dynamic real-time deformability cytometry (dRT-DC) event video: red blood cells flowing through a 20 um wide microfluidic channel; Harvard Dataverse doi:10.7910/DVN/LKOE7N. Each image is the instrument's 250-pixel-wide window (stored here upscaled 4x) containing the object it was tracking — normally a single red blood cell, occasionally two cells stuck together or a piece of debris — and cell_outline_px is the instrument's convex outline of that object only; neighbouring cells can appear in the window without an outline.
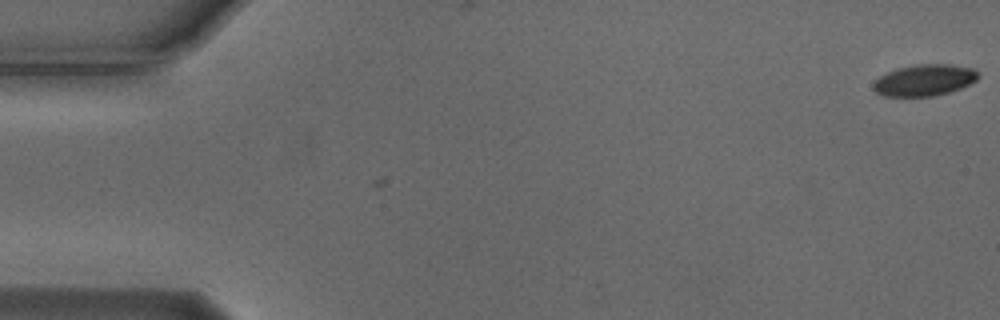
{"species": "Egyptian fruit bat (a non-hibernating species)", "species_latin": "Rousettus aegyptiacus", "temperature_condition": "cold", "stored_images_in_passage": 15, "camera_frame_rate_fps": 3000, "um_per_image_px": 0.085, "animal": {"sex": "male"}, "frame": {"image": 1, "passage_image": 1, "time_ms": 0.0, "image_size_px": [1000, 320], "cell_outline_px": [[980, 76], [976, 80], [960, 88], [948, 92], [932, 96], [884, 96], [876, 92], [872, 88], [872, 84], [880, 76], [896, 68], [916, 64], [948, 64], [972, 68]], "centroid_in_image_um": [78.54, 6.81], "position_along_channel_um": 6.5, "area_um2": 19.07}}
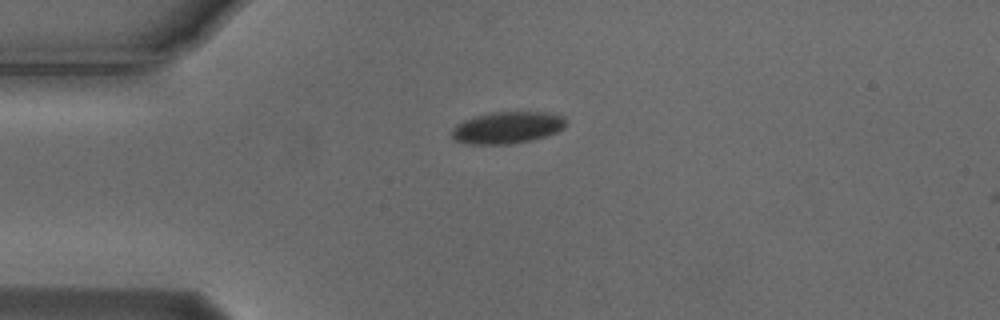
{"frame": {"image": 2, "passage_image": 14, "time_ms": 4.333, "image_size_px": [1000, 320], "cell_outline_px": [[564, 128], [556, 132], [532, 140], [512, 144], [468, 144], [456, 140], [452, 136], [452, 128], [456, 124], [464, 120], [476, 116], [492, 112], [548, 112], [564, 116]], "centroid_in_image_um": [43.11, 10.84], "position_along_channel_um": 41.9, "area_um2": 21.1}}